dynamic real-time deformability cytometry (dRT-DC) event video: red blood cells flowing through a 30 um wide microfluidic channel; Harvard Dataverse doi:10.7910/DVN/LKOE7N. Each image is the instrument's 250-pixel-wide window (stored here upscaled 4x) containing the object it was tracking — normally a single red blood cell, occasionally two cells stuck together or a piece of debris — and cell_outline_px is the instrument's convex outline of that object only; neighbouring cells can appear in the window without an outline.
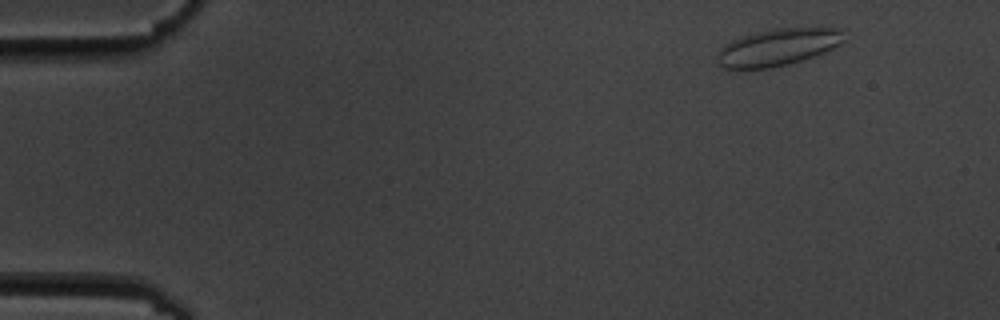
{"species": "common noctule bat (a hibernating species)", "species_latin": "Nyctalus noctula", "temperature_condition": "cold", "stored_images_in_passage": 4, "camera_frame_rate_fps": 3000, "um_per_image_px": 0.085, "animal": {"sex": "male", "body_mass_g": 19.5, "forearm_length_mm": 54.6}, "frame": {"image": 1, "passage_image": 1, "time_ms": 0.0, "image_size_px": [1000, 320], "cell_outline_px": [[844, 40], [840, 44], [832, 48], [812, 56], [788, 64], [772, 68], [720, 68], [716, 60], [720, 48], [724, 44], [732, 40], [756, 32], [776, 28], [844, 28]], "centroid_in_image_um": [66.1, 4.01], "position_along_channel_um": 18.9, "area_um2": 27.17}}
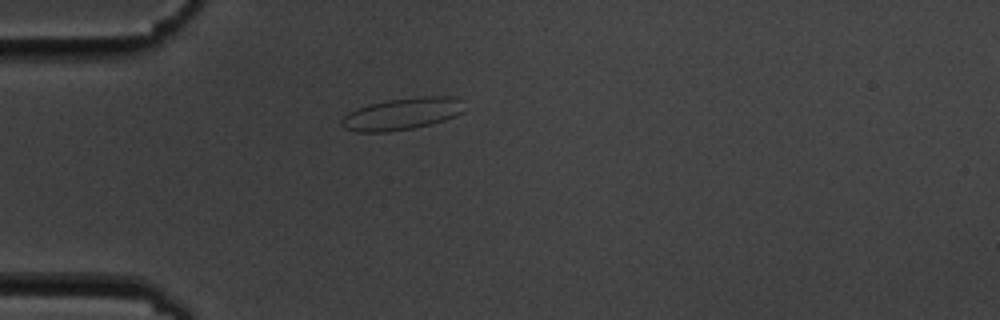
{"frame": {"image": 2, "passage_image": 4, "time_ms": 3.333, "image_size_px": [1000, 320], "cell_outline_px": [[464, 112], [456, 116], [444, 120], [412, 128], [388, 132], [356, 132], [344, 128], [340, 124], [340, 120], [348, 112], [356, 108], [368, 104], [388, 100], [420, 96], [460, 96]], "centroid_in_image_um": [34.17, 9.67], "position_along_channel_um": 50.8, "area_um2": 23.06}}